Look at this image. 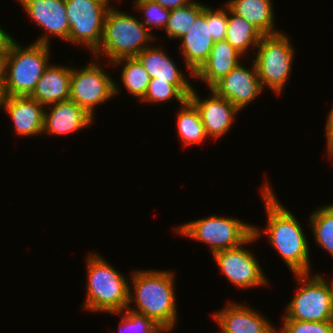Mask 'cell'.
<instances>
[{
  "label": "cell",
  "mask_w": 333,
  "mask_h": 333,
  "mask_svg": "<svg viewBox=\"0 0 333 333\" xmlns=\"http://www.w3.org/2000/svg\"><path fill=\"white\" fill-rule=\"evenodd\" d=\"M266 179L261 186V198L267 216L264 229L253 225V234L260 239L266 233L270 245L281 256L293 274L312 273L310 248L303 226L293 212L280 203V200Z\"/></svg>",
  "instance_id": "6da1fadb"
},
{
  "label": "cell",
  "mask_w": 333,
  "mask_h": 333,
  "mask_svg": "<svg viewBox=\"0 0 333 333\" xmlns=\"http://www.w3.org/2000/svg\"><path fill=\"white\" fill-rule=\"evenodd\" d=\"M130 275L127 308L153 319L164 329H175L178 321L175 272L139 269Z\"/></svg>",
  "instance_id": "7a4b0ae2"
},
{
  "label": "cell",
  "mask_w": 333,
  "mask_h": 333,
  "mask_svg": "<svg viewBox=\"0 0 333 333\" xmlns=\"http://www.w3.org/2000/svg\"><path fill=\"white\" fill-rule=\"evenodd\" d=\"M87 291L83 309L92 313L123 311L129 301L128 277L116 270L97 252L87 255Z\"/></svg>",
  "instance_id": "3957f363"
},
{
  "label": "cell",
  "mask_w": 333,
  "mask_h": 333,
  "mask_svg": "<svg viewBox=\"0 0 333 333\" xmlns=\"http://www.w3.org/2000/svg\"><path fill=\"white\" fill-rule=\"evenodd\" d=\"M119 10L115 9L114 5L108 10L101 43L92 53L93 57L98 59L99 56L107 57L110 65L121 58L136 57L151 46L153 39L156 40L140 18Z\"/></svg>",
  "instance_id": "277c9868"
},
{
  "label": "cell",
  "mask_w": 333,
  "mask_h": 333,
  "mask_svg": "<svg viewBox=\"0 0 333 333\" xmlns=\"http://www.w3.org/2000/svg\"><path fill=\"white\" fill-rule=\"evenodd\" d=\"M50 45L21 46L15 39L4 58V96H30L50 64Z\"/></svg>",
  "instance_id": "5b68a950"
},
{
  "label": "cell",
  "mask_w": 333,
  "mask_h": 333,
  "mask_svg": "<svg viewBox=\"0 0 333 333\" xmlns=\"http://www.w3.org/2000/svg\"><path fill=\"white\" fill-rule=\"evenodd\" d=\"M286 33L263 35L253 51V59L263 90L267 87L275 95L285 89L291 75L295 49Z\"/></svg>",
  "instance_id": "8992f818"
},
{
  "label": "cell",
  "mask_w": 333,
  "mask_h": 333,
  "mask_svg": "<svg viewBox=\"0 0 333 333\" xmlns=\"http://www.w3.org/2000/svg\"><path fill=\"white\" fill-rule=\"evenodd\" d=\"M294 275L299 285L294 297L285 307L282 320L332 321L333 278L328 281L320 273Z\"/></svg>",
  "instance_id": "52a82bcc"
},
{
  "label": "cell",
  "mask_w": 333,
  "mask_h": 333,
  "mask_svg": "<svg viewBox=\"0 0 333 333\" xmlns=\"http://www.w3.org/2000/svg\"><path fill=\"white\" fill-rule=\"evenodd\" d=\"M182 237L208 245L212 255L240 246L253 234V225L224 215H209L174 227Z\"/></svg>",
  "instance_id": "ba28073f"
},
{
  "label": "cell",
  "mask_w": 333,
  "mask_h": 333,
  "mask_svg": "<svg viewBox=\"0 0 333 333\" xmlns=\"http://www.w3.org/2000/svg\"><path fill=\"white\" fill-rule=\"evenodd\" d=\"M89 62L83 68L71 67V85L69 99L76 102L95 119V109L99 104L111 100L120 94V86L105 71L98 61ZM99 62V63H98Z\"/></svg>",
  "instance_id": "9c48e42d"
},
{
  "label": "cell",
  "mask_w": 333,
  "mask_h": 333,
  "mask_svg": "<svg viewBox=\"0 0 333 333\" xmlns=\"http://www.w3.org/2000/svg\"><path fill=\"white\" fill-rule=\"evenodd\" d=\"M69 24L68 41L93 53L101 43L104 21L112 0H65ZM111 4V5H110Z\"/></svg>",
  "instance_id": "30bf717a"
},
{
  "label": "cell",
  "mask_w": 333,
  "mask_h": 333,
  "mask_svg": "<svg viewBox=\"0 0 333 333\" xmlns=\"http://www.w3.org/2000/svg\"><path fill=\"white\" fill-rule=\"evenodd\" d=\"M257 240L256 236L252 234L240 246L213 254L217 267H219L228 281L238 287V289L246 290L269 284V279H267L260 266L261 263L255 258L253 252L244 247Z\"/></svg>",
  "instance_id": "8fae6325"
},
{
  "label": "cell",
  "mask_w": 333,
  "mask_h": 333,
  "mask_svg": "<svg viewBox=\"0 0 333 333\" xmlns=\"http://www.w3.org/2000/svg\"><path fill=\"white\" fill-rule=\"evenodd\" d=\"M26 14L44 33L35 43L50 45V38L56 36L68 41L69 24L65 0H17ZM52 36V37H51Z\"/></svg>",
  "instance_id": "7c38bea8"
},
{
  "label": "cell",
  "mask_w": 333,
  "mask_h": 333,
  "mask_svg": "<svg viewBox=\"0 0 333 333\" xmlns=\"http://www.w3.org/2000/svg\"><path fill=\"white\" fill-rule=\"evenodd\" d=\"M209 90L208 97L202 99L193 88L188 100L198 110L207 136L218 140L229 133L240 111L229 100Z\"/></svg>",
  "instance_id": "4fadbf2b"
},
{
  "label": "cell",
  "mask_w": 333,
  "mask_h": 333,
  "mask_svg": "<svg viewBox=\"0 0 333 333\" xmlns=\"http://www.w3.org/2000/svg\"><path fill=\"white\" fill-rule=\"evenodd\" d=\"M251 63V68L239 63L210 88L217 95L229 100L239 111L244 110L263 92L254 62Z\"/></svg>",
  "instance_id": "5bb4252c"
},
{
  "label": "cell",
  "mask_w": 333,
  "mask_h": 333,
  "mask_svg": "<svg viewBox=\"0 0 333 333\" xmlns=\"http://www.w3.org/2000/svg\"><path fill=\"white\" fill-rule=\"evenodd\" d=\"M247 304L228 302L212 316L220 331L218 333H277V327Z\"/></svg>",
  "instance_id": "9a60e30c"
},
{
  "label": "cell",
  "mask_w": 333,
  "mask_h": 333,
  "mask_svg": "<svg viewBox=\"0 0 333 333\" xmlns=\"http://www.w3.org/2000/svg\"><path fill=\"white\" fill-rule=\"evenodd\" d=\"M179 40L181 58L185 60L186 71L190 73L188 75L194 79V74L207 61L214 44L210 24H207V5L189 31Z\"/></svg>",
  "instance_id": "2e32d148"
},
{
  "label": "cell",
  "mask_w": 333,
  "mask_h": 333,
  "mask_svg": "<svg viewBox=\"0 0 333 333\" xmlns=\"http://www.w3.org/2000/svg\"><path fill=\"white\" fill-rule=\"evenodd\" d=\"M50 106V107H49ZM47 108L49 110H47ZM94 118L76 102L68 99L46 106L42 134L69 135L93 124ZM92 123V124H91Z\"/></svg>",
  "instance_id": "e0dca14e"
},
{
  "label": "cell",
  "mask_w": 333,
  "mask_h": 333,
  "mask_svg": "<svg viewBox=\"0 0 333 333\" xmlns=\"http://www.w3.org/2000/svg\"><path fill=\"white\" fill-rule=\"evenodd\" d=\"M3 110L11 116L18 136L32 137L43 135L45 107L30 96H4Z\"/></svg>",
  "instance_id": "ac0fdd59"
},
{
  "label": "cell",
  "mask_w": 333,
  "mask_h": 333,
  "mask_svg": "<svg viewBox=\"0 0 333 333\" xmlns=\"http://www.w3.org/2000/svg\"><path fill=\"white\" fill-rule=\"evenodd\" d=\"M136 58L141 62L151 79L167 81L176 85L187 97L192 93L193 85L189 76L174 63L163 47L150 46L139 53ZM187 76V77H186Z\"/></svg>",
  "instance_id": "d6986e66"
},
{
  "label": "cell",
  "mask_w": 333,
  "mask_h": 333,
  "mask_svg": "<svg viewBox=\"0 0 333 333\" xmlns=\"http://www.w3.org/2000/svg\"><path fill=\"white\" fill-rule=\"evenodd\" d=\"M244 58L226 40L215 41L207 61L194 74L210 89L216 82L232 71ZM241 59V60H240Z\"/></svg>",
  "instance_id": "ffe728a7"
},
{
  "label": "cell",
  "mask_w": 333,
  "mask_h": 333,
  "mask_svg": "<svg viewBox=\"0 0 333 333\" xmlns=\"http://www.w3.org/2000/svg\"><path fill=\"white\" fill-rule=\"evenodd\" d=\"M71 67L49 64L30 97L44 107L68 100L70 97Z\"/></svg>",
  "instance_id": "44dd1931"
},
{
  "label": "cell",
  "mask_w": 333,
  "mask_h": 333,
  "mask_svg": "<svg viewBox=\"0 0 333 333\" xmlns=\"http://www.w3.org/2000/svg\"><path fill=\"white\" fill-rule=\"evenodd\" d=\"M273 0H228L225 5L235 14L246 19L262 35L281 32L275 27Z\"/></svg>",
  "instance_id": "7402d4cb"
},
{
  "label": "cell",
  "mask_w": 333,
  "mask_h": 333,
  "mask_svg": "<svg viewBox=\"0 0 333 333\" xmlns=\"http://www.w3.org/2000/svg\"><path fill=\"white\" fill-rule=\"evenodd\" d=\"M263 35L246 19L228 8V23L225 40L245 56L251 48L255 51Z\"/></svg>",
  "instance_id": "603a6c76"
},
{
  "label": "cell",
  "mask_w": 333,
  "mask_h": 333,
  "mask_svg": "<svg viewBox=\"0 0 333 333\" xmlns=\"http://www.w3.org/2000/svg\"><path fill=\"white\" fill-rule=\"evenodd\" d=\"M176 116L178 139L181 140V143L183 142V146H193L194 144L196 146L203 143L206 138L209 140L200 114L189 100L180 105Z\"/></svg>",
  "instance_id": "cb8c5ba5"
},
{
  "label": "cell",
  "mask_w": 333,
  "mask_h": 333,
  "mask_svg": "<svg viewBox=\"0 0 333 333\" xmlns=\"http://www.w3.org/2000/svg\"><path fill=\"white\" fill-rule=\"evenodd\" d=\"M111 64L114 67L124 65L120 74L122 86L130 95L140 101L144 97L151 79L141 62L136 57H131L118 59Z\"/></svg>",
  "instance_id": "d4e9b609"
},
{
  "label": "cell",
  "mask_w": 333,
  "mask_h": 333,
  "mask_svg": "<svg viewBox=\"0 0 333 333\" xmlns=\"http://www.w3.org/2000/svg\"><path fill=\"white\" fill-rule=\"evenodd\" d=\"M205 6L206 4L194 0L189 4L171 10L169 19L163 29L166 36L171 40L182 38L203 12Z\"/></svg>",
  "instance_id": "484cf974"
},
{
  "label": "cell",
  "mask_w": 333,
  "mask_h": 333,
  "mask_svg": "<svg viewBox=\"0 0 333 333\" xmlns=\"http://www.w3.org/2000/svg\"><path fill=\"white\" fill-rule=\"evenodd\" d=\"M309 216L315 244L333 257V203L318 207Z\"/></svg>",
  "instance_id": "4316f807"
},
{
  "label": "cell",
  "mask_w": 333,
  "mask_h": 333,
  "mask_svg": "<svg viewBox=\"0 0 333 333\" xmlns=\"http://www.w3.org/2000/svg\"><path fill=\"white\" fill-rule=\"evenodd\" d=\"M112 314L121 317L120 324L118 325L119 332L116 331L117 333H158L163 329L153 319L128 308ZM114 332V330L113 332L111 331V333Z\"/></svg>",
  "instance_id": "83f0119b"
},
{
  "label": "cell",
  "mask_w": 333,
  "mask_h": 333,
  "mask_svg": "<svg viewBox=\"0 0 333 333\" xmlns=\"http://www.w3.org/2000/svg\"><path fill=\"white\" fill-rule=\"evenodd\" d=\"M176 100L179 105H183L188 97L176 86L167 81H157V78L150 79L147 91L140 100L147 104L166 103Z\"/></svg>",
  "instance_id": "f1b7e54d"
},
{
  "label": "cell",
  "mask_w": 333,
  "mask_h": 333,
  "mask_svg": "<svg viewBox=\"0 0 333 333\" xmlns=\"http://www.w3.org/2000/svg\"><path fill=\"white\" fill-rule=\"evenodd\" d=\"M135 10L143 12L140 21L152 34L154 28L163 30L169 19L170 11L152 0H133Z\"/></svg>",
  "instance_id": "f546056e"
},
{
  "label": "cell",
  "mask_w": 333,
  "mask_h": 333,
  "mask_svg": "<svg viewBox=\"0 0 333 333\" xmlns=\"http://www.w3.org/2000/svg\"><path fill=\"white\" fill-rule=\"evenodd\" d=\"M282 327L277 333H333V322H307L297 320H282Z\"/></svg>",
  "instance_id": "4dcf8cb0"
},
{
  "label": "cell",
  "mask_w": 333,
  "mask_h": 333,
  "mask_svg": "<svg viewBox=\"0 0 333 333\" xmlns=\"http://www.w3.org/2000/svg\"><path fill=\"white\" fill-rule=\"evenodd\" d=\"M227 23L228 7L225 4L220 9L207 5V24H210L211 37L214 42L225 40Z\"/></svg>",
  "instance_id": "1f68e13d"
},
{
  "label": "cell",
  "mask_w": 333,
  "mask_h": 333,
  "mask_svg": "<svg viewBox=\"0 0 333 333\" xmlns=\"http://www.w3.org/2000/svg\"><path fill=\"white\" fill-rule=\"evenodd\" d=\"M330 112L327 114L326 125H325V132H326V143L327 148L326 150L333 144V106L329 110Z\"/></svg>",
  "instance_id": "d6a6232c"
},
{
  "label": "cell",
  "mask_w": 333,
  "mask_h": 333,
  "mask_svg": "<svg viewBox=\"0 0 333 333\" xmlns=\"http://www.w3.org/2000/svg\"><path fill=\"white\" fill-rule=\"evenodd\" d=\"M152 1L160 4L165 9L173 10L178 7L189 4L190 2H192L194 0H152Z\"/></svg>",
  "instance_id": "836d02e7"
},
{
  "label": "cell",
  "mask_w": 333,
  "mask_h": 333,
  "mask_svg": "<svg viewBox=\"0 0 333 333\" xmlns=\"http://www.w3.org/2000/svg\"><path fill=\"white\" fill-rule=\"evenodd\" d=\"M13 36L5 32L0 26V54H6L10 43L14 40Z\"/></svg>",
  "instance_id": "e575fe53"
},
{
  "label": "cell",
  "mask_w": 333,
  "mask_h": 333,
  "mask_svg": "<svg viewBox=\"0 0 333 333\" xmlns=\"http://www.w3.org/2000/svg\"><path fill=\"white\" fill-rule=\"evenodd\" d=\"M4 58L5 54H0V85L4 83Z\"/></svg>",
  "instance_id": "d590c367"
},
{
  "label": "cell",
  "mask_w": 333,
  "mask_h": 333,
  "mask_svg": "<svg viewBox=\"0 0 333 333\" xmlns=\"http://www.w3.org/2000/svg\"><path fill=\"white\" fill-rule=\"evenodd\" d=\"M3 99H4L3 85H0V110L2 109Z\"/></svg>",
  "instance_id": "8d00e7d4"
},
{
  "label": "cell",
  "mask_w": 333,
  "mask_h": 333,
  "mask_svg": "<svg viewBox=\"0 0 333 333\" xmlns=\"http://www.w3.org/2000/svg\"><path fill=\"white\" fill-rule=\"evenodd\" d=\"M327 155L333 161V144L327 149Z\"/></svg>",
  "instance_id": "74e56055"
},
{
  "label": "cell",
  "mask_w": 333,
  "mask_h": 333,
  "mask_svg": "<svg viewBox=\"0 0 333 333\" xmlns=\"http://www.w3.org/2000/svg\"><path fill=\"white\" fill-rule=\"evenodd\" d=\"M174 329H162L160 332H158V333H168V332H172Z\"/></svg>",
  "instance_id": "f35d334b"
},
{
  "label": "cell",
  "mask_w": 333,
  "mask_h": 333,
  "mask_svg": "<svg viewBox=\"0 0 333 333\" xmlns=\"http://www.w3.org/2000/svg\"><path fill=\"white\" fill-rule=\"evenodd\" d=\"M332 322H333V305H332Z\"/></svg>",
  "instance_id": "ab89813d"
}]
</instances>
